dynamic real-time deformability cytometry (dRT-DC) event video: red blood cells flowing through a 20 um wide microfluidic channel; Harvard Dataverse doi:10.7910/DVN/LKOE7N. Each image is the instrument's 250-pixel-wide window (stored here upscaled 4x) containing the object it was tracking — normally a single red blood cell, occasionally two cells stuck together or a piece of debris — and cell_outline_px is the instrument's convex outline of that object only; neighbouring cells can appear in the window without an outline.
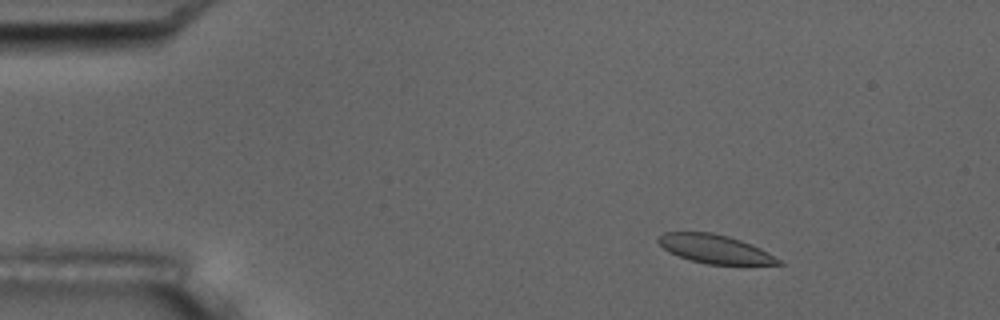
{"species": "common noctule bat (a hibernating species)", "species_latin": "Nyctalus noctula", "temperature_condition": "room temperature", "stored_images_in_passage": 6, "camera_frame_rate_fps": 3000, "um_per_image_px": 0.085, "animal": {"sex": "male", "body_mass_g": 17.5, "forearm_length_mm": 52.3}, "frame": {"image": 1, "passage_image": 2, "time_ms": 1.333, "image_size_px": [1000, 320], "cell_outline_px": [[784, 264], [708, 264], [692, 260], [680, 256], [664, 248], [656, 240], [664, 232], [712, 232], [728, 236], [752, 244], [768, 252], [780, 260]], "centroid_in_image_um": [60.78, 21.15], "position_along_channel_um": 24.2, "area_um2": 19.65}}
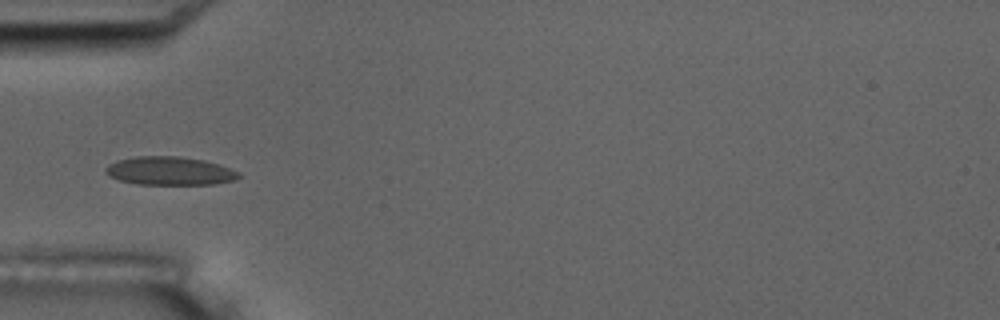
{"frame": {"image": 2, "passage_image": 5, "time_ms": 4.667, "image_size_px": [1000, 320], "cell_outline_px": [[240, 176], [232, 180], [216, 184], [136, 184], [120, 180], [108, 176], [104, 172], [104, 168], [108, 164], [116, 160], [136, 156], [180, 156], [204, 160], [220, 164], [240, 172]], "centroid_in_image_um": [14.39, 14.52], "position_along_channel_um": 70.6, "area_um2": 22.2}}